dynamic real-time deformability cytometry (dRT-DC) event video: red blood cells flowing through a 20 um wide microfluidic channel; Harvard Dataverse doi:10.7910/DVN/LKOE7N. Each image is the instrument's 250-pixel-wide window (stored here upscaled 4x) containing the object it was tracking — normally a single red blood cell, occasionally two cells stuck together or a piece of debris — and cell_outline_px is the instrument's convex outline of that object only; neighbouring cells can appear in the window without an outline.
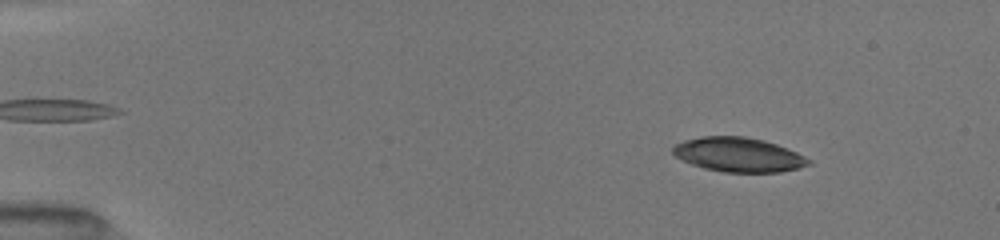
{"species": "common noctule bat (a hibernating species)", "species_latin": "Nyctalus noctula", "temperature_condition": "room temperature", "stored_images_in_passage": 13, "camera_frame_rate_fps": 3000, "um_per_image_px": 0.085, "animal": {"sex": "female", "body_mass_g": 19.5, "forearm_length_mm": 54.1}, "frame": {"image": 1, "passage_image": 3, "time_ms": 1.333, "image_size_px": [1000, 240], "cell_outline_px": [[812, 164], [780, 172], [724, 172], [704, 168], [692, 164], [676, 156], [672, 152], [672, 148], [676, 144], [688, 140], [704, 136], [744, 136], [776, 144], [796, 152], [808, 160]], "centroid_in_image_um": [62.75, 13.15], "position_along_channel_um": 22.2, "area_um2": 26.59}}
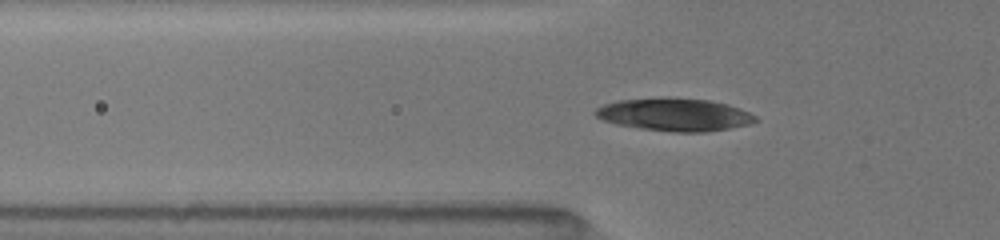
{"frame": {"image": 2, "passage_image": 9, "time_ms": 5.0, "image_size_px": [1000, 240], "cell_outline_px": [[756, 120], [748, 124], [728, 128], [704, 132], [672, 132], [640, 128], [616, 124], [604, 120], [596, 116], [592, 112], [596, 108], [604, 104], [620, 100], [708, 100], [728, 104], [748, 112], [756, 116]], "centroid_in_image_um": [57.32, 9.78], "position_along_channel_um": 68.5, "area_um2": 29.3}}
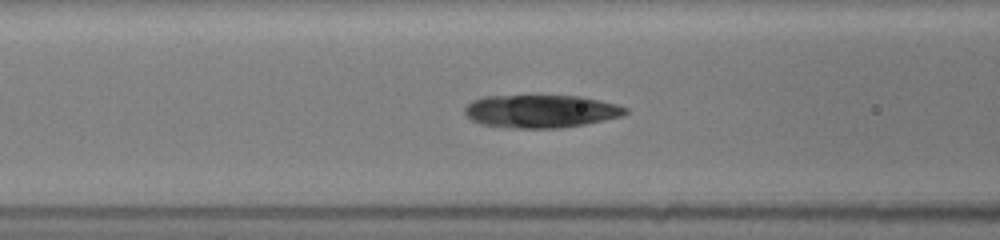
{"frame": {"image": 3, "passage_image": 12, "time_ms": 6.333, "image_size_px": [1000, 240], "cell_outline_px": [[628, 112], [620, 116], [584, 124], [560, 128], [516, 128], [480, 124], [472, 120], [464, 112], [464, 108], [472, 100], [484, 96], [580, 96], [616, 104], [628, 108]], "centroid_in_image_um": [45.94, 9.45], "position_along_channel_um": 120.7, "area_um2": 30.58}}